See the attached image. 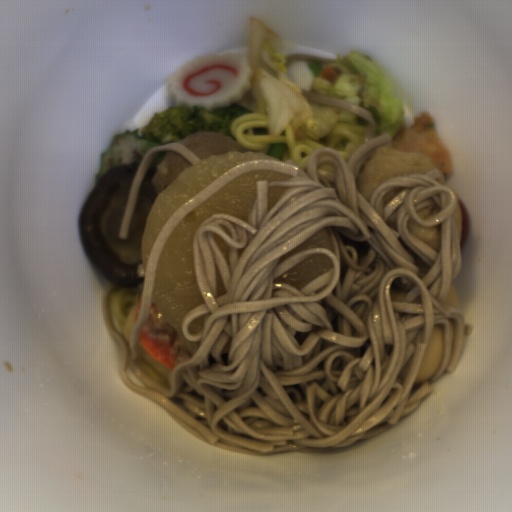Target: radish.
<instances>
[{
    "mask_svg": "<svg viewBox=\"0 0 512 512\" xmlns=\"http://www.w3.org/2000/svg\"><path fill=\"white\" fill-rule=\"evenodd\" d=\"M271 169H255L236 176L183 216L169 235L159 257L152 288V303L182 337L186 352L192 357L199 342L186 339L183 322L190 311L205 302L195 273L193 246L199 226L209 215L230 214L248 223L256 202V183L290 179Z\"/></svg>",
    "mask_w": 512,
    "mask_h": 512,
    "instance_id": "radish-1",
    "label": "radish"
},
{
    "mask_svg": "<svg viewBox=\"0 0 512 512\" xmlns=\"http://www.w3.org/2000/svg\"><path fill=\"white\" fill-rule=\"evenodd\" d=\"M290 187H282L279 185H269L268 192H267V206L268 211L272 209L274 203L277 201V199Z\"/></svg>",
    "mask_w": 512,
    "mask_h": 512,
    "instance_id": "radish-5",
    "label": "radish"
},
{
    "mask_svg": "<svg viewBox=\"0 0 512 512\" xmlns=\"http://www.w3.org/2000/svg\"><path fill=\"white\" fill-rule=\"evenodd\" d=\"M213 237H214V240L216 242V244L218 245V247L220 248V250L222 251L223 255H224V258L231 270V256H230V247L229 245L227 244V242L225 241V239L223 237H221L219 234H217L215 231H214V234H213Z\"/></svg>",
    "mask_w": 512,
    "mask_h": 512,
    "instance_id": "radish-6",
    "label": "radish"
},
{
    "mask_svg": "<svg viewBox=\"0 0 512 512\" xmlns=\"http://www.w3.org/2000/svg\"><path fill=\"white\" fill-rule=\"evenodd\" d=\"M257 159L280 161L263 152H225L200 160L197 165L184 169L171 182L155 199L147 214L140 246L144 277L155 239L168 219L209 184L242 163Z\"/></svg>",
    "mask_w": 512,
    "mask_h": 512,
    "instance_id": "radish-2",
    "label": "radish"
},
{
    "mask_svg": "<svg viewBox=\"0 0 512 512\" xmlns=\"http://www.w3.org/2000/svg\"><path fill=\"white\" fill-rule=\"evenodd\" d=\"M310 248H327L328 250L335 254L331 236L325 227L318 231L316 234H314L312 237L307 239L298 247L280 256L279 264L287 260L288 258L294 256L295 254L308 250Z\"/></svg>",
    "mask_w": 512,
    "mask_h": 512,
    "instance_id": "radish-4",
    "label": "radish"
},
{
    "mask_svg": "<svg viewBox=\"0 0 512 512\" xmlns=\"http://www.w3.org/2000/svg\"><path fill=\"white\" fill-rule=\"evenodd\" d=\"M333 267L335 264L331 257L318 253L287 270L274 281L290 284L300 290Z\"/></svg>",
    "mask_w": 512,
    "mask_h": 512,
    "instance_id": "radish-3",
    "label": "radish"
}]
</instances>
